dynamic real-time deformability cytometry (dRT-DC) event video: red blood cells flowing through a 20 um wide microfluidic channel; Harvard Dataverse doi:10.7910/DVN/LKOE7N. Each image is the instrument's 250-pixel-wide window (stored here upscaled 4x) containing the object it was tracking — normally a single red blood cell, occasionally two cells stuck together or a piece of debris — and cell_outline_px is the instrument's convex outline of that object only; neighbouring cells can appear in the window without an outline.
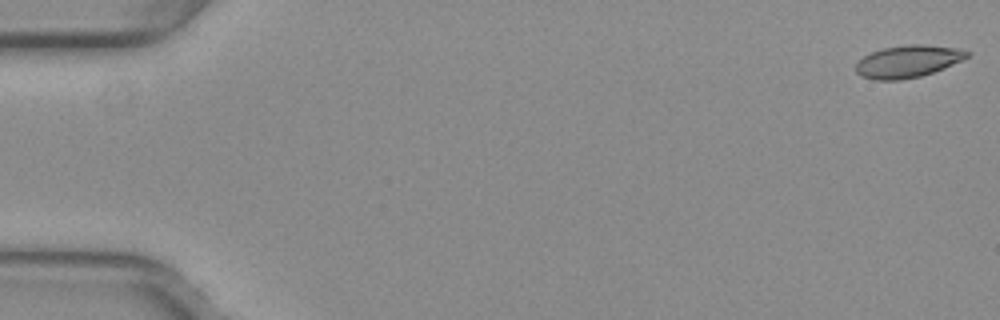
{"species": "common noctule bat (a hibernating species)", "species_latin": "Nyctalus noctula", "temperature_condition": "warm", "stored_images_in_passage": 52, "camera_frame_rate_fps": 3000, "um_per_image_px": 0.085, "animal": {"sex": "female", "body_mass_g": 29.2, "forearm_length_mm": 56.3}, "frame": {"image": 1, "passage_image": 1, "time_ms": 0.0, "image_size_px": [1000, 320], "cell_outline_px": [[972, 52], [968, 56], [944, 68], [920, 76], [900, 80], [876, 80], [860, 76], [856, 72], [856, 64], [864, 56], [872, 52], [884, 48], [908, 44], [924, 44], [956, 48]], "centroid_in_image_um": [77.16, 5.22], "position_along_channel_um": 7.8, "area_um2": 20.69}}
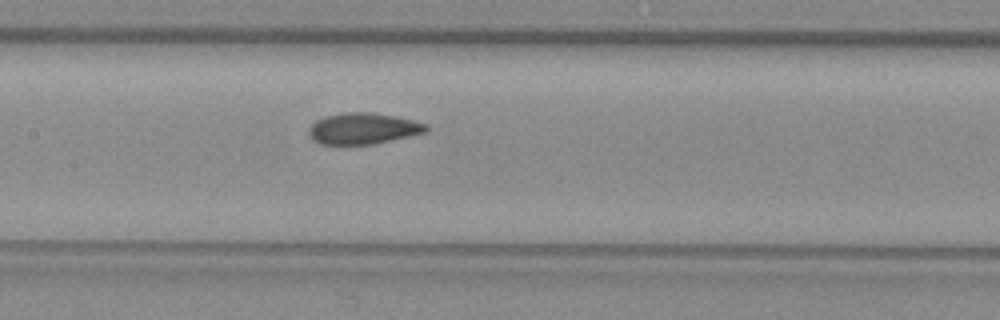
{"frame": {"image": 2, "passage_image": 26, "time_ms": 8.333, "image_size_px": [1000, 320], "cell_outline_px": [[428, 132], [372, 144], [320, 144], [312, 140], [308, 132], [308, 128], [316, 120], [324, 116], [348, 112], [368, 112], [396, 116], [428, 124]], "centroid_in_image_um": [30.86, 10.92], "position_along_channel_um": 176.5, "area_um2": 21.33}}
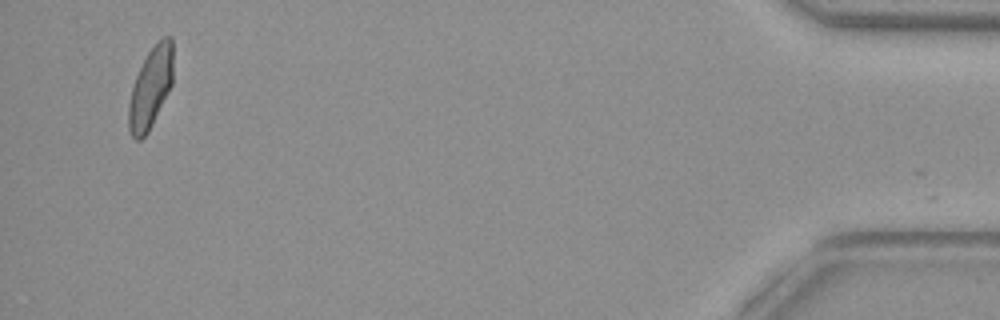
{"frame": {"image": 3, "passage_image": 51, "time_ms": 16.667, "image_size_px": [1000, 320], "cell_outline_px": [[172, 84], [148, 132], [140, 140], [136, 140], [132, 136], [128, 128], [128, 104], [132, 88], [136, 76], [148, 52], [164, 36], [172, 36]], "centroid_in_image_um": [12.79, 7.48], "position_along_channel_um": 422.4, "area_um2": 20.58}, "authors_computed_cell_mechanics": {"area_um2": 21.2415, "velocity_mm_per_s": 3.9564, "shape_relaxation_time_tau1_ms": 7.2925, "shape_relaxation_time_tau2_ms": 1.232, "deformation_change_tau1": 0.1679, "deformation_change_tau2": 0.0586}}